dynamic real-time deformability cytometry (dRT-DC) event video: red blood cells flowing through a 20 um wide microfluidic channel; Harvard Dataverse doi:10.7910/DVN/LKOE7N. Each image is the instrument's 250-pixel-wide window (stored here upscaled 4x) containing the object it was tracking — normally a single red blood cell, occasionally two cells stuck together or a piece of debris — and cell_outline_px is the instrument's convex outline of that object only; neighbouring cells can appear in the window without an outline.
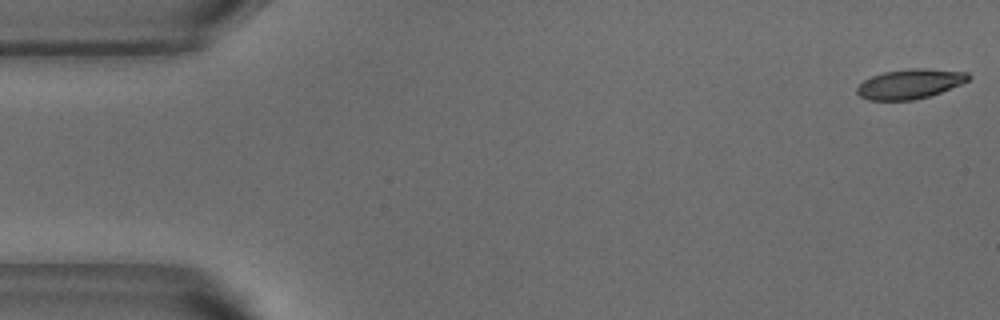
{"species": "common noctule bat (a hibernating species)", "species_latin": "Nyctalus noctula", "temperature_condition": "warm", "stored_images_in_passage": 28, "camera_frame_rate_fps": 3000, "um_per_image_px": 0.085, "animal": {"sex": "male", "body_mass_g": 18.8}, "frame": {"image": 1, "passage_image": 1, "time_ms": 0.0, "image_size_px": [1000, 320], "cell_outline_px": [[972, 76], [968, 80], [960, 84], [940, 92], [928, 96], [912, 100], [868, 100], [860, 96], [856, 92], [856, 88], [864, 80], [872, 76], [884, 72], [912, 68], [924, 68], [968, 72]], "centroid_in_image_um": [77.34, 7.12], "position_along_channel_um": 7.7, "area_um2": 19.13}}
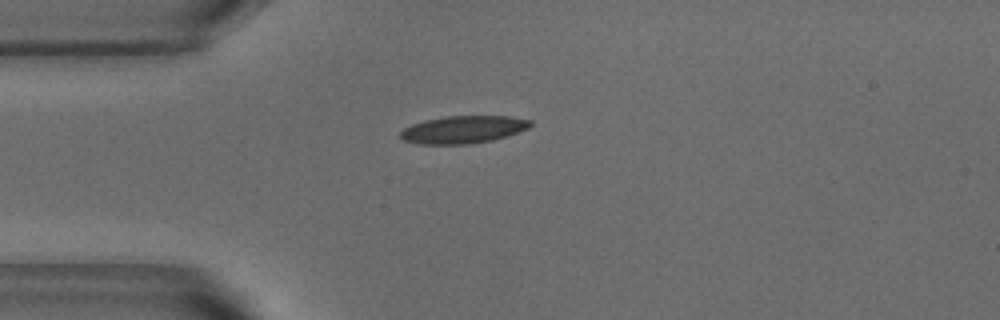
{"frame": {"image": 2, "passage_image": 13, "time_ms": 4.0, "image_size_px": [1000, 320], "cell_outline_px": [[532, 124], [528, 128], [508, 136], [492, 140], [468, 144], [416, 144], [404, 140], [400, 136], [400, 132], [404, 128], [412, 124], [424, 120], [444, 116], [508, 116], [532, 120]], "centroid_in_image_um": [39.37, 11.01], "position_along_channel_um": 45.6, "area_um2": 20.92}}
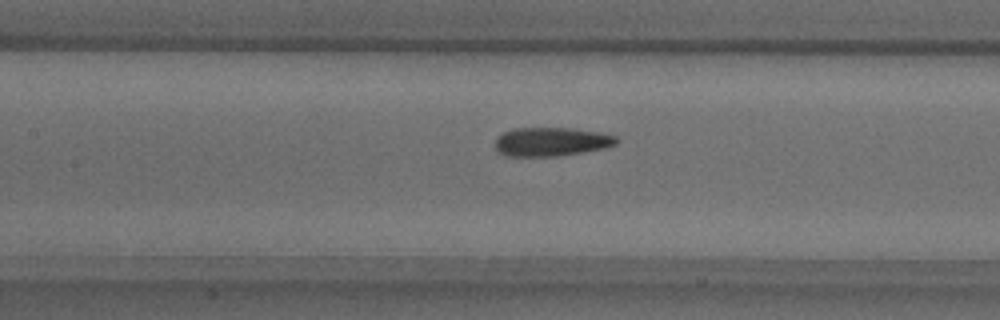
{"frame": {"image": 3, "passage_image": 23, "time_ms": 7.333, "image_size_px": [1000, 320], "cell_outline_px": [[620, 140], [616, 144], [604, 148], [560, 156], [504, 156], [496, 152], [496, 136], [512, 128], [572, 128], [600, 132], [616, 136]], "centroid_in_image_um": [46.84, 12.05], "position_along_channel_um": 160.6, "area_um2": 20.58}}